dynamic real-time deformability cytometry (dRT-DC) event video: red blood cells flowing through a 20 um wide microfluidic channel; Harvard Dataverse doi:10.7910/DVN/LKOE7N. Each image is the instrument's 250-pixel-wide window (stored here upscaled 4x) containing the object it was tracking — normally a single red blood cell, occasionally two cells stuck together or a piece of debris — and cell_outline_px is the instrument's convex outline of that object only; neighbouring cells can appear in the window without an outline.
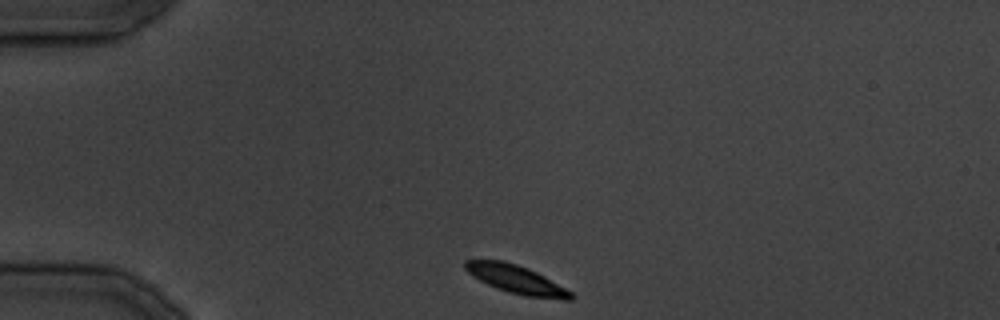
{"species": "common noctule bat (a hibernating species)", "species_latin": "Nyctalus noctula", "temperature_condition": "cold", "stored_images_in_passage": 28, "camera_frame_rate_fps": 3000, "um_per_image_px": 0.085, "animal": {"sex": "male", "body_mass_g": 19.5, "forearm_length_mm": 54.6}, "frame": {"image": 1, "passage_image": 1, "time_ms": 0.0, "image_size_px": [1000, 320], "cell_outline_px": [[572, 300], [564, 300], [524, 296], [508, 292], [496, 288], [472, 276], [464, 268], [464, 260], [504, 260], [528, 268], [544, 276], [572, 292]], "centroid_in_image_um": [43.87, 23.75], "position_along_channel_um": 41.1, "area_um2": 17.4}}
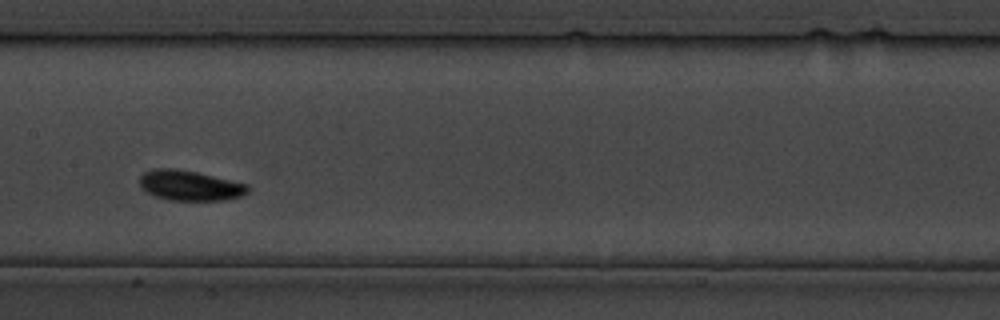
{"frame": {"image": 2, "passage_image": 11, "time_ms": 12.333, "image_size_px": [1000, 320], "cell_outline_px": [[248, 192], [240, 196], [224, 200], [168, 200], [156, 196], [140, 188], [140, 176], [144, 172], [152, 168], [176, 168], [196, 172], [248, 184]], "centroid_in_image_um": [16.1, 15.76], "position_along_channel_um": 191.3, "area_um2": 18.96}}
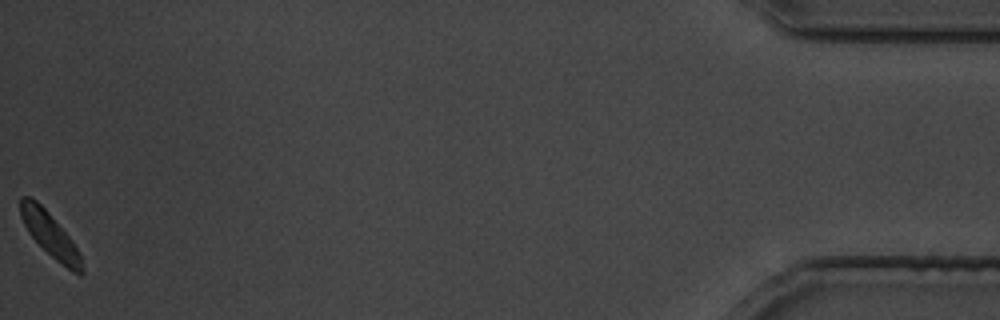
{"frame": {"image": 3, "passage_image": 28, "time_ms": 33.667, "image_size_px": [1000, 320], "cell_outline_px": [[84, 272], [80, 276], [72, 272], [56, 260], [28, 232], [20, 216], [20, 196], [32, 196], [48, 212], [72, 240], [80, 252]], "centroid_in_image_um": [4.27, 19.95], "position_along_channel_um": 430.9, "area_um2": 15.66}}